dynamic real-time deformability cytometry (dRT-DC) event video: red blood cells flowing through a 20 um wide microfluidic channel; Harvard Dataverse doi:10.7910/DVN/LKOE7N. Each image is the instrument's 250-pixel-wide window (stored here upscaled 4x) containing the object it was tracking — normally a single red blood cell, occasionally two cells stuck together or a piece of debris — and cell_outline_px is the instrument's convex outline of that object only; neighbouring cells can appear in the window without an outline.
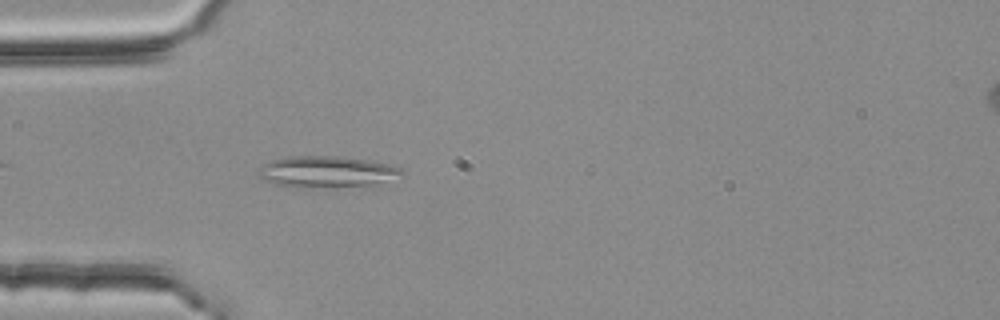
{"species": "common noctule bat (a hibernating species)", "species_latin": "Nyctalus noctula", "temperature_condition": "room temperature", "stored_images_in_passage": 36, "camera_frame_rate_fps": 3000, "um_per_image_px": 0.085, "animal": {"sex": "female", "body_mass_g": 25.1}, "frame": {"image": 1, "passage_image": 3, "time_ms": 0.667, "image_size_px": [1000, 320], "cell_outline_px": [[408, 176], [372, 184], [296, 188], [276, 184], [264, 180], [260, 176], [260, 168], [264, 164], [272, 160], [288, 156], [336, 156], [368, 160], [400, 168]], "centroid_in_image_um": [27.79, 14.59], "position_along_channel_um": 57.2, "area_um2": 25.84}}
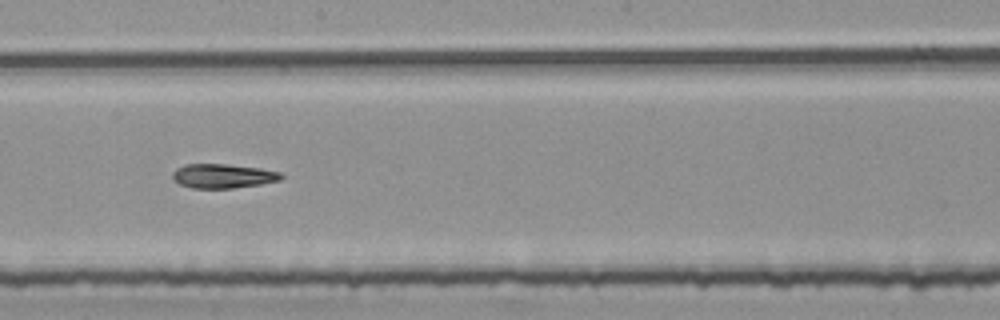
{"frame": {"image": 2, "passage_image": 17, "time_ms": 5.333, "image_size_px": [1000, 320], "cell_outline_px": [[284, 176], [280, 180], [260, 184], [232, 188], [192, 188], [180, 184], [172, 176], [172, 172], [176, 168], [184, 164], [228, 164], [260, 168], [280, 172]], "centroid_in_image_um": [18.95, 14.95], "position_along_channel_um": 229.3, "area_um2": 15.32}}
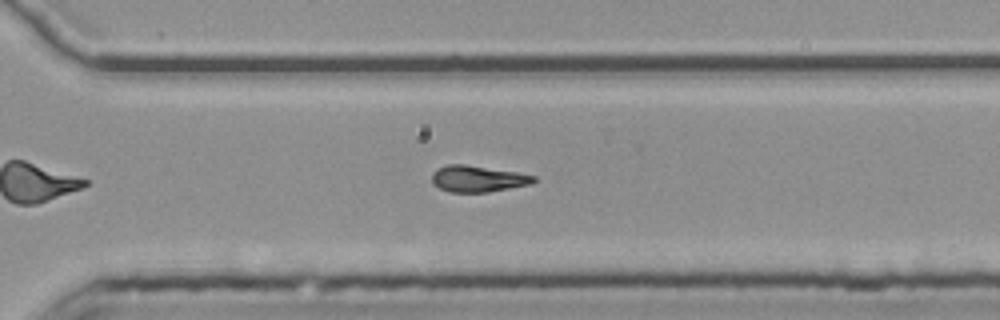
{"frame": {"image": 3, "passage_image": 25, "time_ms": 8.0, "image_size_px": [1000, 320], "cell_outline_px": [[536, 180], [532, 184], [488, 192], [452, 192], [440, 188], [432, 180], [432, 172], [436, 168], [448, 164], [464, 164], [516, 172], [536, 176]], "centroid_in_image_um": [40.62, 15.19], "position_along_channel_um": 330.0, "area_um2": 15.55}, "authors_computed_cell_mechanics": {"area_um2": 16.0684, "velocity_mm_per_s": 3.7819, "shape_relaxation_time_tau1_ms": null, "shape_relaxation_time_tau2_ms": 4.9681, "deformation_change_tau1": null, "deformation_change_tau2": 0.1418}}